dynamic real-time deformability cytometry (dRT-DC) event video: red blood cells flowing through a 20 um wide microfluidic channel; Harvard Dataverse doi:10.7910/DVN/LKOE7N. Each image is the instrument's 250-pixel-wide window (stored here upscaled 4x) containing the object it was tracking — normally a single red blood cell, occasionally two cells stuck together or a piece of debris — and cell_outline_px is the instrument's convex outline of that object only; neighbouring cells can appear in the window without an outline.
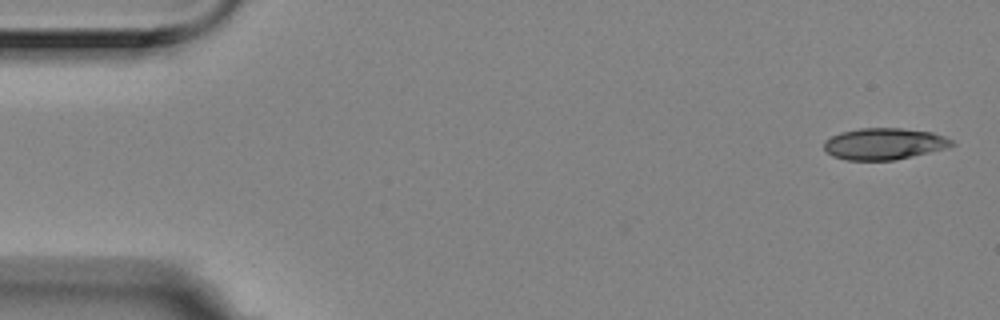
{"species": "Egyptian fruit bat (a non-hibernating species)", "species_latin": "Rousettus aegyptiacus", "temperature_condition": "room temperature", "stored_images_in_passage": 5, "camera_frame_rate_fps": 3000, "um_per_image_px": 0.085, "animal": {"sex": "female"}, "frame": {"image": 1, "passage_image": 1, "time_ms": 0.0, "image_size_px": [1000, 320], "cell_outline_px": [[956, 144], [944, 148], [896, 160], [848, 160], [832, 156], [824, 148], [824, 140], [840, 132], [860, 128], [900, 128], [932, 132], [944, 136], [952, 140]], "centroid_in_image_um": [75.13, 12.22], "position_along_channel_um": 9.9, "area_um2": 23.35}}
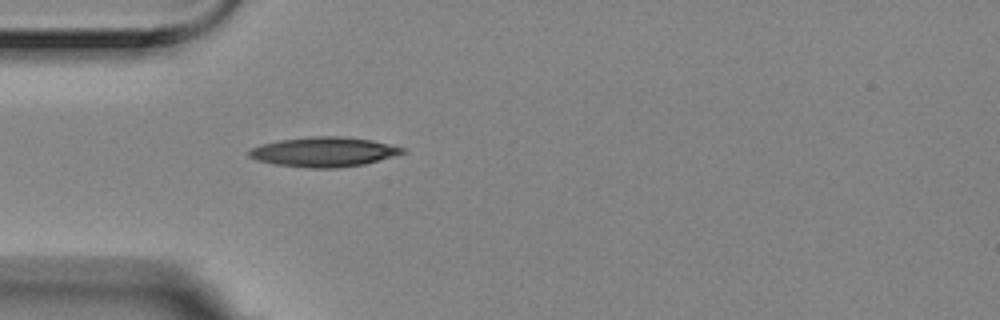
{"frame": {"image": 2, "passage_image": 5, "time_ms": 1.333, "image_size_px": [1000, 320], "cell_outline_px": [[408, 152], [364, 164], [336, 168], [308, 168], [276, 164], [256, 160], [248, 156], [248, 152], [252, 148], [264, 144], [280, 140], [308, 136], [340, 136], [372, 140], [404, 148]], "centroid_in_image_um": [27.54, 12.91], "position_along_channel_um": 57.5, "area_um2": 26.41}}